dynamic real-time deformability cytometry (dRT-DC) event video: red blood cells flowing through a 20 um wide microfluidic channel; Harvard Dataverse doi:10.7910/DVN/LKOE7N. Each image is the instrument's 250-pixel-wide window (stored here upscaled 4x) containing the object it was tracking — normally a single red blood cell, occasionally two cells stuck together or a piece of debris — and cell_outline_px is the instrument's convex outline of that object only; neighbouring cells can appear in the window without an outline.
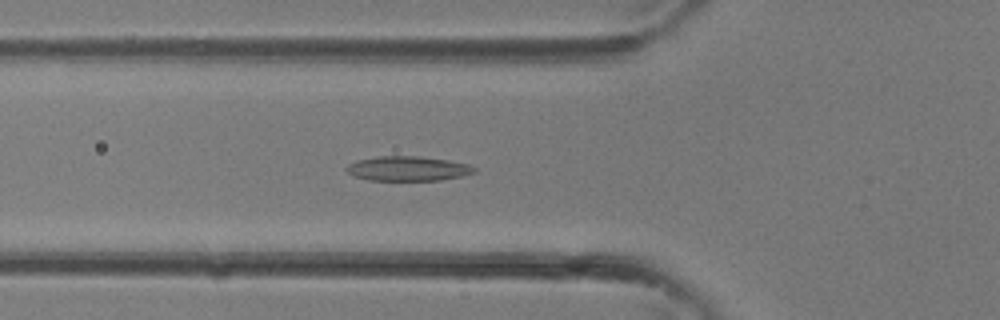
{"species": "common noctule bat (a hibernating species)", "species_latin": "Nyctalus noctula", "temperature_condition": "room temperature", "stored_images_in_passage": 36, "camera_frame_rate_fps": 3000, "um_per_image_px": 0.085, "animal": {"sex": "female"}, "frame": {"image": 1, "passage_image": 13, "time_ms": 4.0, "image_size_px": [1000, 320], "cell_outline_px": [[476, 172], [464, 176], [440, 180], [368, 180], [352, 176], [344, 168], [348, 164], [356, 160], [380, 156], [420, 156], [448, 160], [468, 164], [476, 168]], "centroid_in_image_um": [34.66, 14.33], "position_along_channel_um": 91.1, "area_um2": 18.5}}
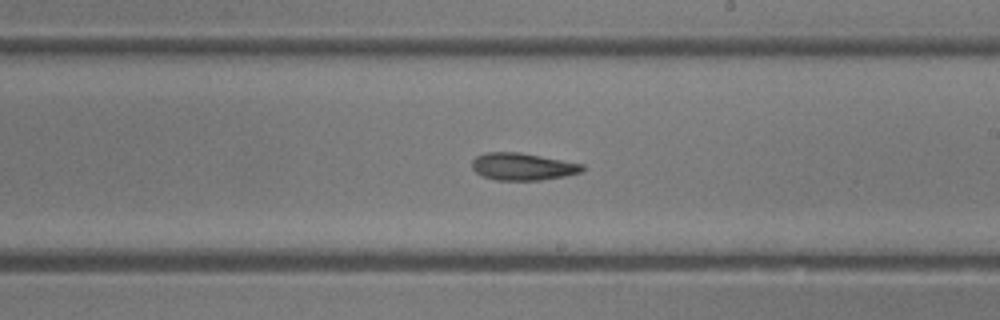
{"frame": {"image": 2, "passage_image": 21, "time_ms": 6.667, "image_size_px": [1000, 320], "cell_outline_px": [[584, 172], [564, 176], [540, 180], [496, 180], [484, 176], [476, 172], [472, 168], [472, 160], [476, 156], [488, 152], [520, 152], [584, 164]], "centroid_in_image_um": [44.44, 14.16], "position_along_channel_um": 244.6, "area_um2": 17.51}}
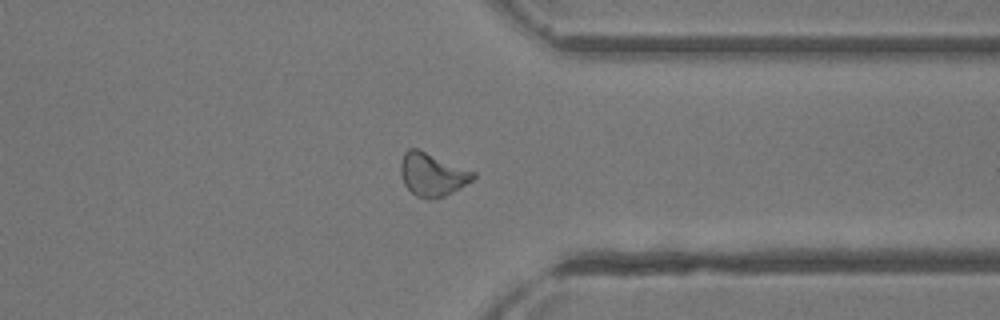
{"frame": {"image": 3, "passage_image": 28, "time_ms": 9.0, "image_size_px": [1000, 320], "cell_outline_px": [[476, 176], [472, 180], [460, 188], [444, 196], [428, 200], [416, 196], [404, 184], [400, 172], [400, 164], [404, 152], [408, 148], [416, 148], [476, 172]], "centroid_in_image_um": [36.73, 14.84], "position_along_channel_um": 374.7, "area_um2": 18.15}}